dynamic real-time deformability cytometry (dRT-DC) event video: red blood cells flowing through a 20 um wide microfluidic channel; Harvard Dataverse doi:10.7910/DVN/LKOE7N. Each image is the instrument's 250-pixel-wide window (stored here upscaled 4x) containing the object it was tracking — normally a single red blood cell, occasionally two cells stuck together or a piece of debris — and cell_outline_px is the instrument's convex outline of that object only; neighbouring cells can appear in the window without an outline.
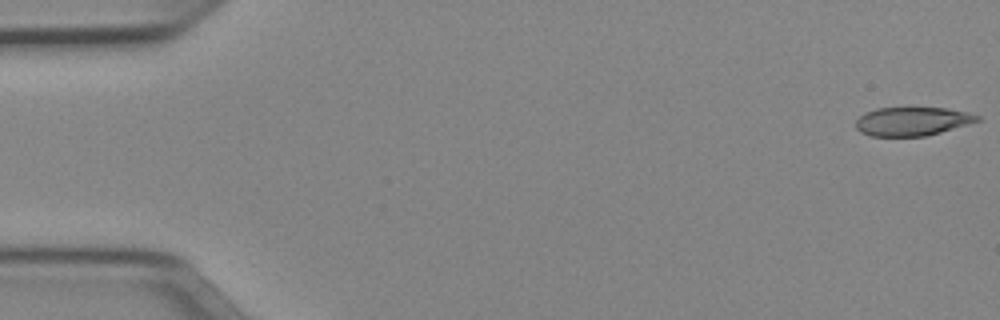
{"species": "Egyptian fruit bat (a non-hibernating species)", "species_latin": "Rousettus aegyptiacus", "temperature_condition": "cold", "stored_images_in_passage": 51, "camera_frame_rate_fps": 3000, "um_per_image_px": 0.085, "animal": {"sex": "female"}, "frame": {"image": 1, "passage_image": 1, "time_ms": 0.0, "image_size_px": [1000, 320], "cell_outline_px": [[980, 120], [968, 124], [940, 132], [924, 136], [868, 136], [860, 132], [856, 128], [856, 120], [864, 112], [876, 108], [948, 108], [968, 112], [980, 116]], "centroid_in_image_um": [77.51, 10.31], "position_along_channel_um": 7.5, "area_um2": 20.29}}
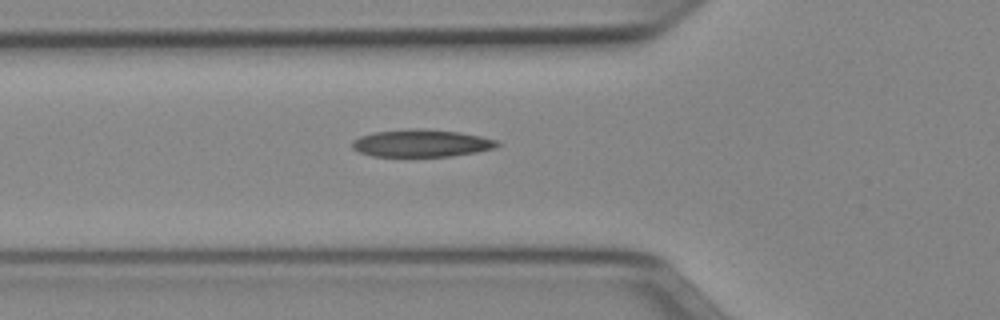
{"frame": {"image": 2, "passage_image": 18, "time_ms": 5.667, "image_size_px": [1000, 320], "cell_outline_px": [[500, 144], [496, 148], [476, 152], [452, 156], [372, 156], [360, 152], [352, 148], [352, 140], [360, 136], [372, 132], [412, 128], [420, 128], [460, 132], [480, 136], [496, 140]], "centroid_in_image_um": [35.81, 12.16], "position_along_channel_um": 90.0, "area_um2": 23.24}}
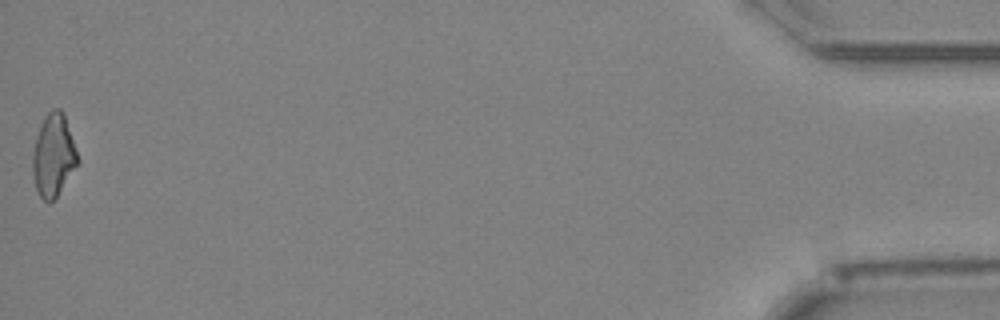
{"frame": {"image": 3, "passage_image": 51, "time_ms": 16.667, "image_size_px": [1000, 320], "cell_outline_px": [[80, 160], [56, 196], [48, 204], [40, 196], [36, 188], [32, 172], [32, 156], [36, 136], [40, 124], [44, 116], [52, 108], [60, 108], [64, 112]], "centroid_in_image_um": [4.53, 13.15], "position_along_channel_um": 430.7, "area_um2": 21.68}, "authors_computed_cell_mechanics": {"area_um2": 22.1374, "velocity_mm_per_s": 3.9784, "shape_relaxation_time_tau1_ms": 7.4382, "shape_relaxation_time_tau2_ms": 4.6407, "deformation_change_tau1": 0.1837, "deformation_change_tau2": 0.1441}}